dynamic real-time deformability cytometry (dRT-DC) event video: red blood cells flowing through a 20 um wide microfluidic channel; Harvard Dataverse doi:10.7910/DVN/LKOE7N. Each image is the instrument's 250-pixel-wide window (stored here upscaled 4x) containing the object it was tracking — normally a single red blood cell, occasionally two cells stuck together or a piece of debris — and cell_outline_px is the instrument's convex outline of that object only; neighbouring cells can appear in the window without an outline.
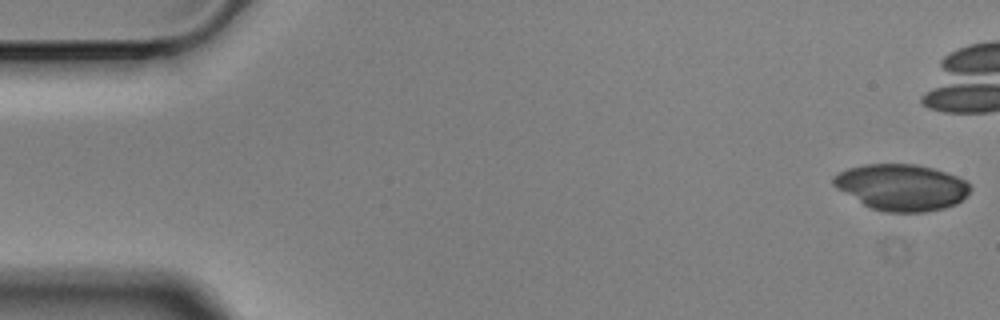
{"species": "Egyptian fruit bat (a non-hibernating species)", "species_latin": "Rousettus aegyptiacus", "temperature_condition": "cold", "stored_images_in_passage": 9, "camera_frame_rate_fps": 3000, "um_per_image_px": 0.085, "animal": {"sex": "male"}, "frame": {"image": 1, "passage_image": 1, "time_ms": 0.0, "image_size_px": [1000, 320], "cell_outline_px": [[972, 188], [956, 204], [944, 208], [924, 212], [884, 212], [872, 208], [864, 204], [836, 188], [832, 184], [832, 176], [848, 168], [864, 164], [916, 164], [932, 168], [956, 176], [964, 180]], "centroid_in_image_um": [76.6, 15.91], "position_along_channel_um": 8.4, "area_um2": 36.65}}